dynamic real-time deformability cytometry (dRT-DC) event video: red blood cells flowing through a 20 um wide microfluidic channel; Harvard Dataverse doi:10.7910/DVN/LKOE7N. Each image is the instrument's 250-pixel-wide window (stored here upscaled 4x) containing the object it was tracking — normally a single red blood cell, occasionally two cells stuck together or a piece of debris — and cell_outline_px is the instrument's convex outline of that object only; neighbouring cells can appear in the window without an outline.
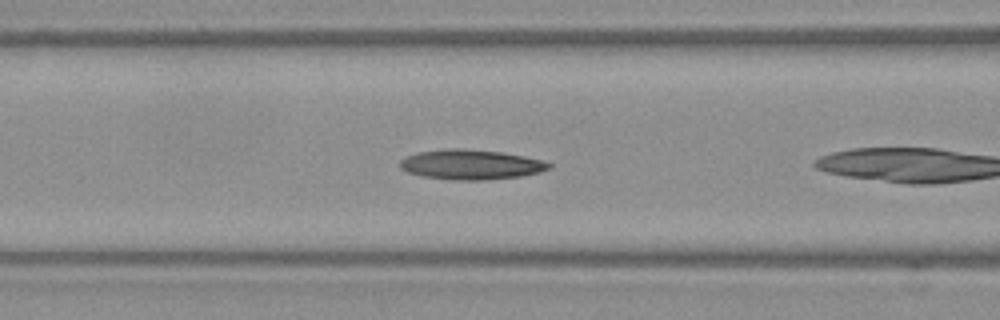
{"species": "Egyptian fruit bat (a non-hibernating species)", "species_latin": "Rousettus aegyptiacus", "temperature_condition": "warm", "stored_images_in_passage": 6, "camera_frame_rate_fps": 3000, "um_per_image_px": 0.085, "frame": {"image": 1, "passage_image": 5, "time_ms": 1.333, "image_size_px": [1000, 320], "cell_outline_px": [[552, 168], [540, 172], [520, 176], [484, 180], [452, 180], [424, 176], [408, 172], [400, 168], [400, 160], [404, 156], [420, 152], [448, 148], [460, 148], [500, 152], [524, 156], [544, 160], [552, 164]], "centroid_in_image_um": [40.04, 13.98], "position_along_channel_um": 126.6, "area_um2": 25.95}}